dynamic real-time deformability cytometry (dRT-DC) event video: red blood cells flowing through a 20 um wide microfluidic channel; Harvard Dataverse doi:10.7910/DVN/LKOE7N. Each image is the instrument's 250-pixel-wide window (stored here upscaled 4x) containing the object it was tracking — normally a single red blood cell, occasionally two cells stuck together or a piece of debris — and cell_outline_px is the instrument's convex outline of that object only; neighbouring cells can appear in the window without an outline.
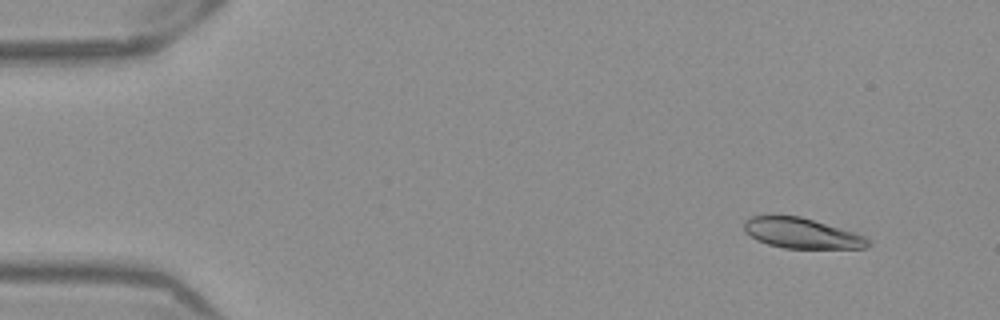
{"species": "Egyptian fruit bat (a non-hibernating species)", "species_latin": "Rousettus aegyptiacus", "temperature_condition": "warm", "stored_images_in_passage": 52, "camera_frame_rate_fps": 3000, "um_per_image_px": 0.085, "frame": {"image": 1, "passage_image": 5, "time_ms": 1.333, "image_size_px": [1000, 320], "cell_outline_px": [[872, 244], [864, 248], [784, 248], [768, 244], [756, 240], [744, 232], [744, 220], [748, 216], [768, 212], [800, 216], [852, 232], [864, 236]], "centroid_in_image_um": [68.0, 19.77], "position_along_channel_um": 17.0, "area_um2": 22.43}}
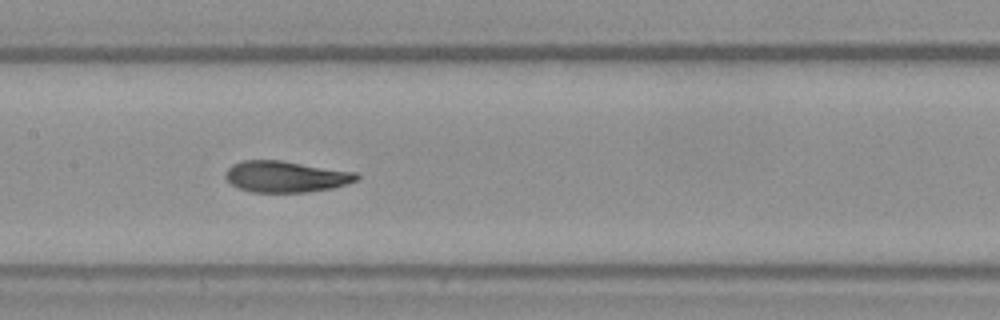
{"frame": {"image": 2, "passage_image": 26, "time_ms": 8.333, "image_size_px": [1000, 320], "cell_outline_px": [[360, 176], [356, 180], [332, 188], [308, 192], [252, 192], [240, 188], [232, 184], [224, 176], [224, 172], [232, 164], [244, 160], [280, 160], [356, 172]], "centroid_in_image_um": [24.27, 15.0], "position_along_channel_um": 183.1, "area_um2": 23.76}}
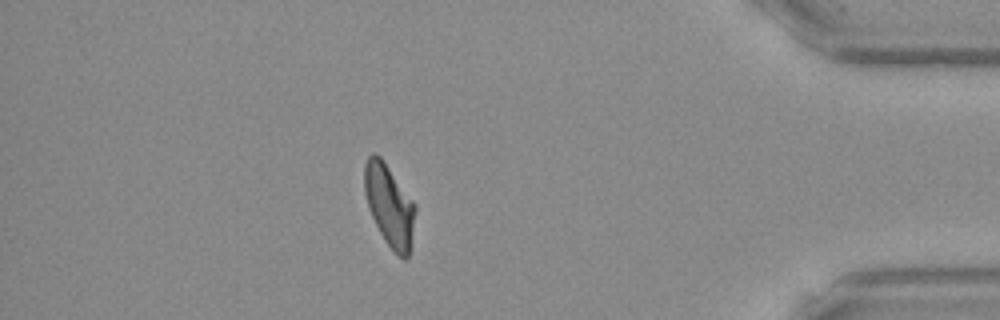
{"frame": {"image": 3, "passage_image": 46, "time_ms": 15.0, "image_size_px": [1000, 320], "cell_outline_px": [[416, 212], [408, 256], [404, 260], [384, 240], [368, 208], [364, 192], [364, 164], [368, 156], [372, 152], [376, 152], [384, 160], [416, 204]], "centroid_in_image_um": [33.08, 17.38], "position_along_channel_um": 402.1, "area_um2": 24.22}, "authors_computed_cell_mechanics": {"area_um2": 23.987, "velocity_mm_per_s": 3.9037, "shape_relaxation_time_tau1_ms": 4.5878, "shape_relaxation_time_tau2_ms": 1.5047, "deformation_change_tau1": 0.1477, "deformation_change_tau2": 0.0685}}